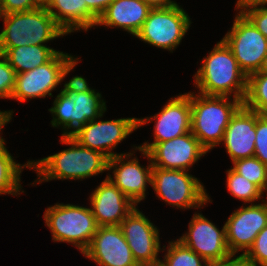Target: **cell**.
<instances>
[{
  "instance_id": "8",
  "label": "cell",
  "mask_w": 267,
  "mask_h": 266,
  "mask_svg": "<svg viewBox=\"0 0 267 266\" xmlns=\"http://www.w3.org/2000/svg\"><path fill=\"white\" fill-rule=\"evenodd\" d=\"M186 170L152 168L151 186L156 196L166 205L177 209H202L212 203L199 178Z\"/></svg>"
},
{
  "instance_id": "33",
  "label": "cell",
  "mask_w": 267,
  "mask_h": 266,
  "mask_svg": "<svg viewBox=\"0 0 267 266\" xmlns=\"http://www.w3.org/2000/svg\"><path fill=\"white\" fill-rule=\"evenodd\" d=\"M252 24L267 38V7L255 6L242 12Z\"/></svg>"
},
{
  "instance_id": "27",
  "label": "cell",
  "mask_w": 267,
  "mask_h": 266,
  "mask_svg": "<svg viewBox=\"0 0 267 266\" xmlns=\"http://www.w3.org/2000/svg\"><path fill=\"white\" fill-rule=\"evenodd\" d=\"M161 252H166L162 259L166 266H207L208 263L178 239L168 241Z\"/></svg>"
},
{
  "instance_id": "37",
  "label": "cell",
  "mask_w": 267,
  "mask_h": 266,
  "mask_svg": "<svg viewBox=\"0 0 267 266\" xmlns=\"http://www.w3.org/2000/svg\"><path fill=\"white\" fill-rule=\"evenodd\" d=\"M235 11L242 13L248 8L267 5V0H236Z\"/></svg>"
},
{
  "instance_id": "23",
  "label": "cell",
  "mask_w": 267,
  "mask_h": 266,
  "mask_svg": "<svg viewBox=\"0 0 267 266\" xmlns=\"http://www.w3.org/2000/svg\"><path fill=\"white\" fill-rule=\"evenodd\" d=\"M59 50L48 45H25L9 48L3 56L16 74L23 73L49 62Z\"/></svg>"
},
{
  "instance_id": "3",
  "label": "cell",
  "mask_w": 267,
  "mask_h": 266,
  "mask_svg": "<svg viewBox=\"0 0 267 266\" xmlns=\"http://www.w3.org/2000/svg\"><path fill=\"white\" fill-rule=\"evenodd\" d=\"M197 93V94H196ZM191 132L209 153L221 145L230 118L243 105L240 99L189 92Z\"/></svg>"
},
{
  "instance_id": "28",
  "label": "cell",
  "mask_w": 267,
  "mask_h": 266,
  "mask_svg": "<svg viewBox=\"0 0 267 266\" xmlns=\"http://www.w3.org/2000/svg\"><path fill=\"white\" fill-rule=\"evenodd\" d=\"M232 169L255 184L263 193L267 192V166L255 156L232 162Z\"/></svg>"
},
{
  "instance_id": "6",
  "label": "cell",
  "mask_w": 267,
  "mask_h": 266,
  "mask_svg": "<svg viewBox=\"0 0 267 266\" xmlns=\"http://www.w3.org/2000/svg\"><path fill=\"white\" fill-rule=\"evenodd\" d=\"M59 91L53 106L48 109L52 115L51 126L61 128V136H71L80 127L95 120L106 112V101L100 92Z\"/></svg>"
},
{
  "instance_id": "9",
  "label": "cell",
  "mask_w": 267,
  "mask_h": 266,
  "mask_svg": "<svg viewBox=\"0 0 267 266\" xmlns=\"http://www.w3.org/2000/svg\"><path fill=\"white\" fill-rule=\"evenodd\" d=\"M152 8L142 28L139 40L173 53L191 27V18L179 5Z\"/></svg>"
},
{
  "instance_id": "20",
  "label": "cell",
  "mask_w": 267,
  "mask_h": 266,
  "mask_svg": "<svg viewBox=\"0 0 267 266\" xmlns=\"http://www.w3.org/2000/svg\"><path fill=\"white\" fill-rule=\"evenodd\" d=\"M256 112L242 105L230 118L222 144L232 162L255 153Z\"/></svg>"
},
{
  "instance_id": "25",
  "label": "cell",
  "mask_w": 267,
  "mask_h": 266,
  "mask_svg": "<svg viewBox=\"0 0 267 266\" xmlns=\"http://www.w3.org/2000/svg\"><path fill=\"white\" fill-rule=\"evenodd\" d=\"M243 105L262 116H267V73L257 71L248 76Z\"/></svg>"
},
{
  "instance_id": "39",
  "label": "cell",
  "mask_w": 267,
  "mask_h": 266,
  "mask_svg": "<svg viewBox=\"0 0 267 266\" xmlns=\"http://www.w3.org/2000/svg\"><path fill=\"white\" fill-rule=\"evenodd\" d=\"M147 4H149L152 8L156 7H168L173 4H177L175 0H144Z\"/></svg>"
},
{
  "instance_id": "7",
  "label": "cell",
  "mask_w": 267,
  "mask_h": 266,
  "mask_svg": "<svg viewBox=\"0 0 267 266\" xmlns=\"http://www.w3.org/2000/svg\"><path fill=\"white\" fill-rule=\"evenodd\" d=\"M81 61L66 52L59 51L49 62L33 70L16 74L11 100L25 102L35 98L53 97L52 91L61 85L67 75Z\"/></svg>"
},
{
  "instance_id": "17",
  "label": "cell",
  "mask_w": 267,
  "mask_h": 266,
  "mask_svg": "<svg viewBox=\"0 0 267 266\" xmlns=\"http://www.w3.org/2000/svg\"><path fill=\"white\" fill-rule=\"evenodd\" d=\"M147 152L153 167L186 171L208 153L191 131L172 140L156 143Z\"/></svg>"
},
{
  "instance_id": "1",
  "label": "cell",
  "mask_w": 267,
  "mask_h": 266,
  "mask_svg": "<svg viewBox=\"0 0 267 266\" xmlns=\"http://www.w3.org/2000/svg\"><path fill=\"white\" fill-rule=\"evenodd\" d=\"M60 142L70 147L38 160H30V169L37 173V180L30 185L52 180L82 181L108 171L109 158L102 152L80 145L71 136H61Z\"/></svg>"
},
{
  "instance_id": "31",
  "label": "cell",
  "mask_w": 267,
  "mask_h": 266,
  "mask_svg": "<svg viewBox=\"0 0 267 266\" xmlns=\"http://www.w3.org/2000/svg\"><path fill=\"white\" fill-rule=\"evenodd\" d=\"M16 72L0 54V99H10L15 86Z\"/></svg>"
},
{
  "instance_id": "14",
  "label": "cell",
  "mask_w": 267,
  "mask_h": 266,
  "mask_svg": "<svg viewBox=\"0 0 267 266\" xmlns=\"http://www.w3.org/2000/svg\"><path fill=\"white\" fill-rule=\"evenodd\" d=\"M257 203L241 206L225 222L226 242L232 255L242 252L244 256L253 246L258 233L267 225V198Z\"/></svg>"
},
{
  "instance_id": "36",
  "label": "cell",
  "mask_w": 267,
  "mask_h": 266,
  "mask_svg": "<svg viewBox=\"0 0 267 266\" xmlns=\"http://www.w3.org/2000/svg\"><path fill=\"white\" fill-rule=\"evenodd\" d=\"M88 10L98 19L113 0H84Z\"/></svg>"
},
{
  "instance_id": "29",
  "label": "cell",
  "mask_w": 267,
  "mask_h": 266,
  "mask_svg": "<svg viewBox=\"0 0 267 266\" xmlns=\"http://www.w3.org/2000/svg\"><path fill=\"white\" fill-rule=\"evenodd\" d=\"M244 257L251 266H267V225L258 233Z\"/></svg>"
},
{
  "instance_id": "5",
  "label": "cell",
  "mask_w": 267,
  "mask_h": 266,
  "mask_svg": "<svg viewBox=\"0 0 267 266\" xmlns=\"http://www.w3.org/2000/svg\"><path fill=\"white\" fill-rule=\"evenodd\" d=\"M43 217L54 243H69L81 254L90 245L98 227L91 208L80 204L57 202L45 209Z\"/></svg>"
},
{
  "instance_id": "26",
  "label": "cell",
  "mask_w": 267,
  "mask_h": 266,
  "mask_svg": "<svg viewBox=\"0 0 267 266\" xmlns=\"http://www.w3.org/2000/svg\"><path fill=\"white\" fill-rule=\"evenodd\" d=\"M226 174V187L233 198L241 200L245 205L247 203L256 204L257 200H264V193L244 176L239 175L232 168L227 169Z\"/></svg>"
},
{
  "instance_id": "18",
  "label": "cell",
  "mask_w": 267,
  "mask_h": 266,
  "mask_svg": "<svg viewBox=\"0 0 267 266\" xmlns=\"http://www.w3.org/2000/svg\"><path fill=\"white\" fill-rule=\"evenodd\" d=\"M83 256L98 266H140L119 226L97 227Z\"/></svg>"
},
{
  "instance_id": "24",
  "label": "cell",
  "mask_w": 267,
  "mask_h": 266,
  "mask_svg": "<svg viewBox=\"0 0 267 266\" xmlns=\"http://www.w3.org/2000/svg\"><path fill=\"white\" fill-rule=\"evenodd\" d=\"M5 139L0 137V195L19 196L24 193L21 186V174L24 168L30 169V160L25 164L15 161V157L5 146Z\"/></svg>"
},
{
  "instance_id": "19",
  "label": "cell",
  "mask_w": 267,
  "mask_h": 266,
  "mask_svg": "<svg viewBox=\"0 0 267 266\" xmlns=\"http://www.w3.org/2000/svg\"><path fill=\"white\" fill-rule=\"evenodd\" d=\"M88 199L98 227L119 226L137 206L107 177L92 190Z\"/></svg>"
},
{
  "instance_id": "30",
  "label": "cell",
  "mask_w": 267,
  "mask_h": 266,
  "mask_svg": "<svg viewBox=\"0 0 267 266\" xmlns=\"http://www.w3.org/2000/svg\"><path fill=\"white\" fill-rule=\"evenodd\" d=\"M254 156L267 166V116L256 112V137Z\"/></svg>"
},
{
  "instance_id": "34",
  "label": "cell",
  "mask_w": 267,
  "mask_h": 266,
  "mask_svg": "<svg viewBox=\"0 0 267 266\" xmlns=\"http://www.w3.org/2000/svg\"><path fill=\"white\" fill-rule=\"evenodd\" d=\"M86 80L87 79L83 76H73L68 82L66 81L65 84L63 83L64 86L60 91H74L76 93L88 92L92 88L88 85L89 83H87Z\"/></svg>"
},
{
  "instance_id": "15",
  "label": "cell",
  "mask_w": 267,
  "mask_h": 266,
  "mask_svg": "<svg viewBox=\"0 0 267 266\" xmlns=\"http://www.w3.org/2000/svg\"><path fill=\"white\" fill-rule=\"evenodd\" d=\"M119 227L140 266L158 262L162 251L160 230L136 206Z\"/></svg>"
},
{
  "instance_id": "4",
  "label": "cell",
  "mask_w": 267,
  "mask_h": 266,
  "mask_svg": "<svg viewBox=\"0 0 267 266\" xmlns=\"http://www.w3.org/2000/svg\"><path fill=\"white\" fill-rule=\"evenodd\" d=\"M0 54L9 48L25 45H46L67 34L56 23L45 5L19 13L0 14Z\"/></svg>"
},
{
  "instance_id": "12",
  "label": "cell",
  "mask_w": 267,
  "mask_h": 266,
  "mask_svg": "<svg viewBox=\"0 0 267 266\" xmlns=\"http://www.w3.org/2000/svg\"><path fill=\"white\" fill-rule=\"evenodd\" d=\"M103 116L104 113L80 127L71 137L84 147L102 152L109 159L116 155L125 154L116 153L113 150L138 129V118L100 119Z\"/></svg>"
},
{
  "instance_id": "32",
  "label": "cell",
  "mask_w": 267,
  "mask_h": 266,
  "mask_svg": "<svg viewBox=\"0 0 267 266\" xmlns=\"http://www.w3.org/2000/svg\"><path fill=\"white\" fill-rule=\"evenodd\" d=\"M43 4L42 0H0V14L30 11Z\"/></svg>"
},
{
  "instance_id": "38",
  "label": "cell",
  "mask_w": 267,
  "mask_h": 266,
  "mask_svg": "<svg viewBox=\"0 0 267 266\" xmlns=\"http://www.w3.org/2000/svg\"><path fill=\"white\" fill-rule=\"evenodd\" d=\"M13 114H14V111H13V109L12 110H3V111H1L0 110V137H1V135H2V129H3V127L4 126H6L9 122H11L12 121V116H13Z\"/></svg>"
},
{
  "instance_id": "13",
  "label": "cell",
  "mask_w": 267,
  "mask_h": 266,
  "mask_svg": "<svg viewBox=\"0 0 267 266\" xmlns=\"http://www.w3.org/2000/svg\"><path fill=\"white\" fill-rule=\"evenodd\" d=\"M155 120V121H154ZM155 123L153 142L138 145L139 149L148 151L154 144L172 140L191 131V105L189 92L169 99L159 113L138 118V128L150 122Z\"/></svg>"
},
{
  "instance_id": "41",
  "label": "cell",
  "mask_w": 267,
  "mask_h": 266,
  "mask_svg": "<svg viewBox=\"0 0 267 266\" xmlns=\"http://www.w3.org/2000/svg\"><path fill=\"white\" fill-rule=\"evenodd\" d=\"M145 266H166L162 260H159L158 262H155V263H151V264H148V265H145Z\"/></svg>"
},
{
  "instance_id": "35",
  "label": "cell",
  "mask_w": 267,
  "mask_h": 266,
  "mask_svg": "<svg viewBox=\"0 0 267 266\" xmlns=\"http://www.w3.org/2000/svg\"><path fill=\"white\" fill-rule=\"evenodd\" d=\"M207 266H251L241 254L231 255L229 258L207 263Z\"/></svg>"
},
{
  "instance_id": "40",
  "label": "cell",
  "mask_w": 267,
  "mask_h": 266,
  "mask_svg": "<svg viewBox=\"0 0 267 266\" xmlns=\"http://www.w3.org/2000/svg\"><path fill=\"white\" fill-rule=\"evenodd\" d=\"M258 72L267 73V55L263 59L262 65H261V67H260Z\"/></svg>"
},
{
  "instance_id": "2",
  "label": "cell",
  "mask_w": 267,
  "mask_h": 266,
  "mask_svg": "<svg viewBox=\"0 0 267 266\" xmlns=\"http://www.w3.org/2000/svg\"><path fill=\"white\" fill-rule=\"evenodd\" d=\"M194 76L197 92L207 96H227L244 102L247 75L239 68L231 49L221 39L201 61Z\"/></svg>"
},
{
  "instance_id": "10",
  "label": "cell",
  "mask_w": 267,
  "mask_h": 266,
  "mask_svg": "<svg viewBox=\"0 0 267 266\" xmlns=\"http://www.w3.org/2000/svg\"><path fill=\"white\" fill-rule=\"evenodd\" d=\"M222 40L231 49L247 77L259 71L267 55V38L243 14L236 13L232 27Z\"/></svg>"
},
{
  "instance_id": "21",
  "label": "cell",
  "mask_w": 267,
  "mask_h": 266,
  "mask_svg": "<svg viewBox=\"0 0 267 266\" xmlns=\"http://www.w3.org/2000/svg\"><path fill=\"white\" fill-rule=\"evenodd\" d=\"M151 9L144 0H113L98 18L96 27L120 28L134 37Z\"/></svg>"
},
{
  "instance_id": "16",
  "label": "cell",
  "mask_w": 267,
  "mask_h": 266,
  "mask_svg": "<svg viewBox=\"0 0 267 266\" xmlns=\"http://www.w3.org/2000/svg\"><path fill=\"white\" fill-rule=\"evenodd\" d=\"M217 227L202 213L195 212L188 224V231L178 240L208 263L224 260L232 254L226 242L225 223L222 229Z\"/></svg>"
},
{
  "instance_id": "22",
  "label": "cell",
  "mask_w": 267,
  "mask_h": 266,
  "mask_svg": "<svg viewBox=\"0 0 267 266\" xmlns=\"http://www.w3.org/2000/svg\"><path fill=\"white\" fill-rule=\"evenodd\" d=\"M44 5L67 35L81 30L87 32L98 21L84 0H46Z\"/></svg>"
},
{
  "instance_id": "11",
  "label": "cell",
  "mask_w": 267,
  "mask_h": 266,
  "mask_svg": "<svg viewBox=\"0 0 267 266\" xmlns=\"http://www.w3.org/2000/svg\"><path fill=\"white\" fill-rule=\"evenodd\" d=\"M133 147L131 152L116 155L108 160V171L112 170L113 175L108 172L106 177L138 206L141 201L146 199L147 187L152 182L153 166L147 151L139 149L135 145ZM137 151L149 160L147 167L142 166L137 156H134Z\"/></svg>"
}]
</instances>
